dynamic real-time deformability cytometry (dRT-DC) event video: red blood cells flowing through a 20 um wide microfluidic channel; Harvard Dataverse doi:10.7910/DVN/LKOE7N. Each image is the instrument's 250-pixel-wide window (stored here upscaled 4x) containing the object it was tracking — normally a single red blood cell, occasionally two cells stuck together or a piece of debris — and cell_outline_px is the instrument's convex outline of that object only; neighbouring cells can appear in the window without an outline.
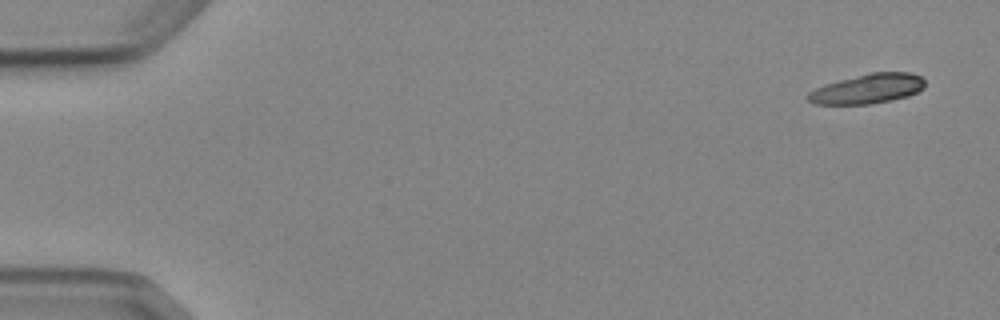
{"species": "Egyptian fruit bat (a non-hibernating species)", "species_latin": "Rousettus aegyptiacus", "temperature_condition": "cold", "stored_images_in_passage": 5, "camera_frame_rate_fps": 3000, "um_per_image_px": 0.085, "animal": {"sex": "female"}, "frame": {"image": 1, "passage_image": 1, "time_ms": 0.0, "image_size_px": [1000, 320], "cell_outline_px": [[924, 88], [908, 96], [892, 100], [872, 104], [816, 104], [808, 100], [808, 92], [824, 84], [872, 72], [908, 72], [920, 76], [924, 80]], "centroid_in_image_um": [73.76, 7.55], "position_along_channel_um": 11.2, "area_um2": 20.06}}
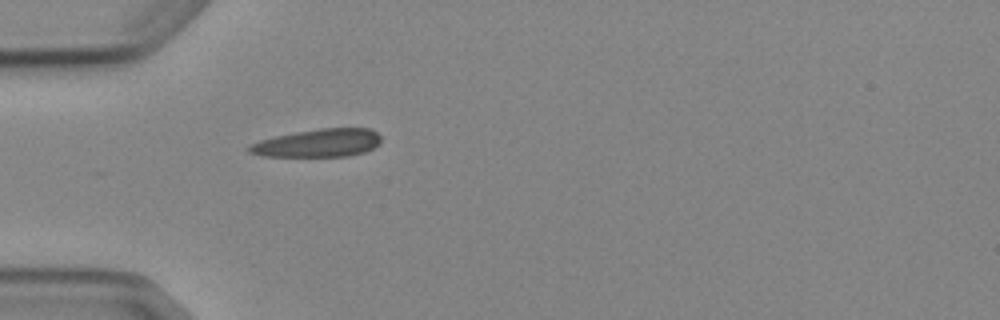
{"frame": {"image": 2, "passage_image": 5, "time_ms": 4.667, "image_size_px": [1000, 320], "cell_outline_px": [[380, 144], [364, 152], [348, 156], [260, 156], [248, 152], [248, 144], [260, 140], [276, 136], [296, 132], [320, 128], [372, 128], [380, 136]], "centroid_in_image_um": [27.03, 12.15], "position_along_channel_um": 58.0, "area_um2": 21.56}}